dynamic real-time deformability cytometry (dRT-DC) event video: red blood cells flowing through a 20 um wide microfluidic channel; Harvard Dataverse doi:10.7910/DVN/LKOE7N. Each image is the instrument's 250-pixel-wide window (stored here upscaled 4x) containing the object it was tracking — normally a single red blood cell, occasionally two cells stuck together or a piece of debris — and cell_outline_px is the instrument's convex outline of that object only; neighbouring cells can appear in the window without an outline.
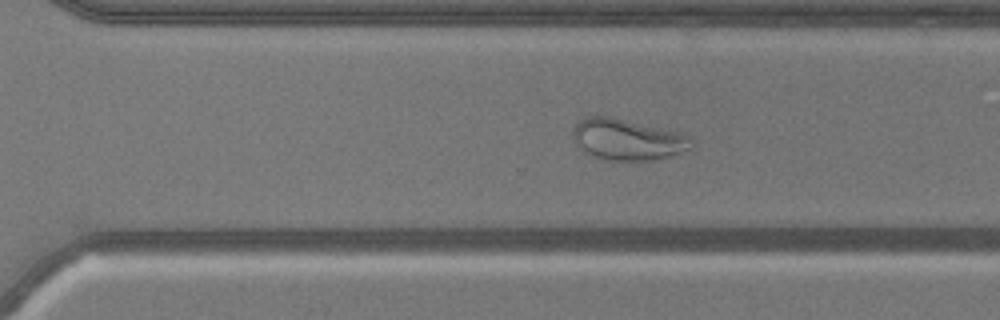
{"species": "common noctule bat (a hibernating species)", "species_latin": "Nyctalus noctula", "temperature_condition": "warm", "stored_images_in_passage": 48, "camera_frame_rate_fps": 3000, "um_per_image_px": 0.085, "animal": {"sex": "male", "body_mass_g": 20.5, "forearm_length_mm": 52.5}, "frame": {"image": 1, "passage_image": 32, "time_ms": 10.333, "image_size_px": [1000, 320], "cell_outline_px": [[692, 148], [668, 156], [648, 160], [600, 160], [584, 152], [576, 144], [576, 124], [584, 116], [612, 116], [684, 132], [692, 136]], "centroid_in_image_um": [53.39, 11.84], "position_along_channel_um": 317.2, "area_um2": 28.61}}
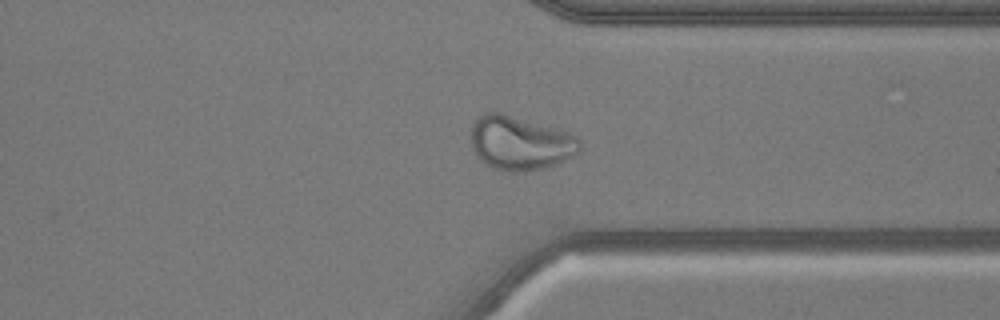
{"frame": {"image": 2, "passage_image": 36, "time_ms": 11.667, "image_size_px": [1000, 320], "cell_outline_px": [[580, 152], [556, 164], [544, 168], [516, 172], [512, 172], [492, 168], [480, 160], [476, 156], [472, 148], [472, 124], [484, 112], [500, 112], [556, 128], [576, 136], [580, 140]], "centroid_in_image_um": [44.2, 12.16], "position_along_channel_um": 367.2, "area_um2": 34.1}}